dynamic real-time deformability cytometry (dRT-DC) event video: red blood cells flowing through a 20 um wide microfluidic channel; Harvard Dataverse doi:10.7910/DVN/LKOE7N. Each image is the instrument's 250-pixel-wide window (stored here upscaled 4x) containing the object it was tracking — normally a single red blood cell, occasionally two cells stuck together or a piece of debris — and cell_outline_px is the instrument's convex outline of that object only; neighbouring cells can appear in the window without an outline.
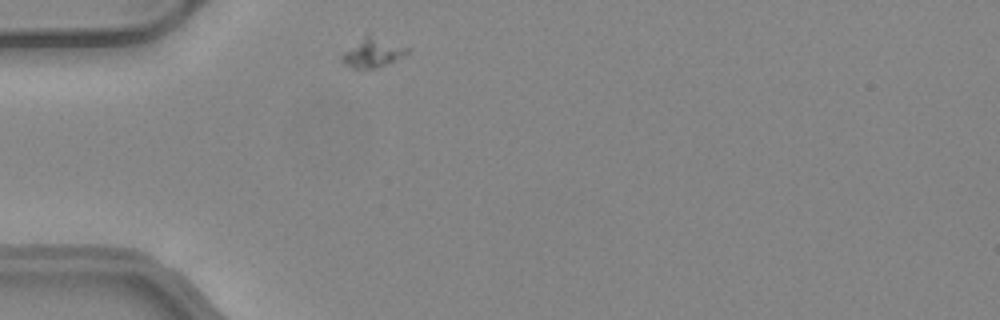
{"species": "common noctule bat (a hibernating species)", "species_latin": "Nyctalus noctula", "temperature_condition": "warm", "stored_images_in_passage": 38, "camera_frame_rate_fps": 3000, "um_per_image_px": 0.085, "animal": {"sex": "female", "body_mass_g": 24.6, "forearm_length_mm": 56.2}, "frame": {"image": 1, "passage_image": 1, "time_ms": 0.0, "image_size_px": [1000, 320], "cell_outline_px": [[412, 48], [408, 52], [376, 68], [352, 68], [344, 64], [340, 56], [344, 52], [368, 32]], "centroid_in_image_um": [31.68, 4.43], "position_along_channel_um": 53.3, "area_um2": 11.1}}
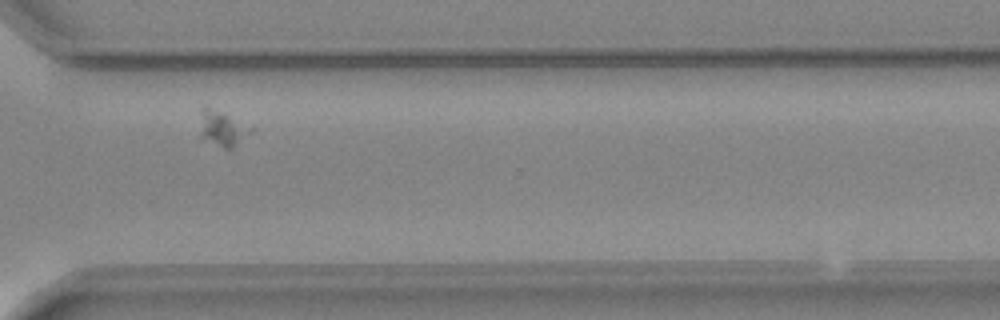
{"frame": {"image": 2, "passage_image": 25, "time_ms": 8.0, "image_size_px": [1000, 320], "cell_outline_px": [[256, 128], [252, 132], [232, 148], [224, 148], [200, 136], [200, 108], [208, 108]], "centroid_in_image_um": [18.92, 10.94], "position_along_channel_um": 351.7, "area_um2": 10.0}}